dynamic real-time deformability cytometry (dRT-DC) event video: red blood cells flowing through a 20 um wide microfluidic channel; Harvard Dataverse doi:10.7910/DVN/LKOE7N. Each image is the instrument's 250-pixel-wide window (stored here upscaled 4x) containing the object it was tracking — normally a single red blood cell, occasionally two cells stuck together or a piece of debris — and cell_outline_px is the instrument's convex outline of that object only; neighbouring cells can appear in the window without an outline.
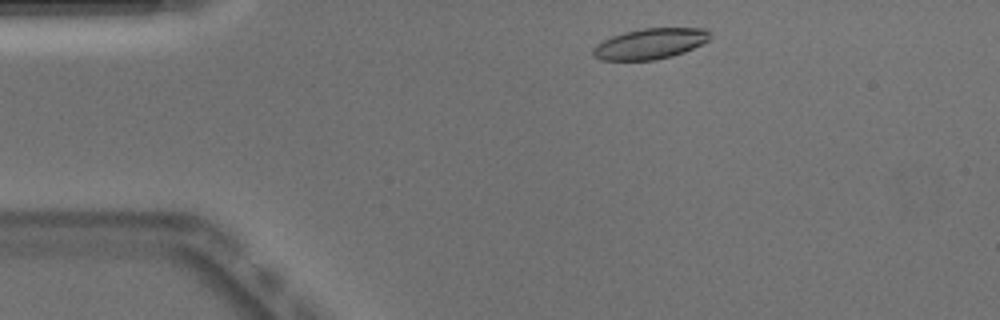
{"species": "Egyptian fruit bat (a non-hibernating species)", "species_latin": "Rousettus aegyptiacus", "temperature_condition": "warm", "stored_images_in_passage": 45, "camera_frame_rate_fps": 3000, "um_per_image_px": 0.085, "animal": {"sex": "male"}, "frame": {"image": 1, "passage_image": 3, "time_ms": 0.667, "image_size_px": [1000, 320], "cell_outline_px": [[708, 40], [684, 52], [672, 56], [656, 60], [600, 60], [592, 56], [592, 48], [596, 44], [612, 36], [624, 32], [644, 28], [708, 28]], "centroid_in_image_um": [55.2, 3.72], "position_along_channel_um": 29.8, "area_um2": 20.81}}
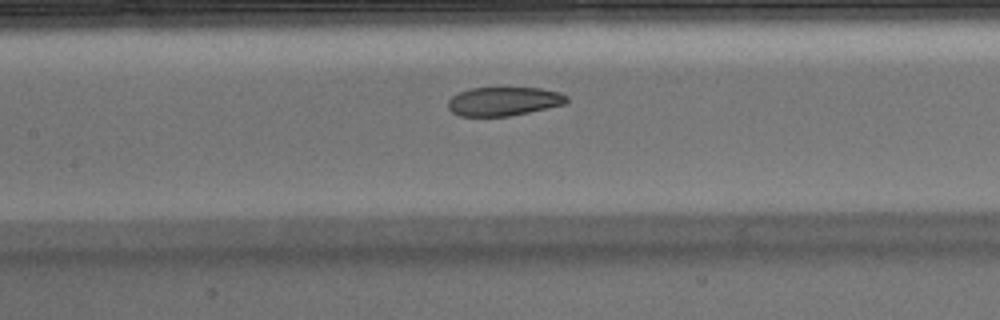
{"frame": {"image": 2, "passage_image": 17, "time_ms": 5.333, "image_size_px": [1000, 320], "cell_outline_px": [[568, 100], [564, 104], [548, 108], [508, 116], [460, 116], [452, 112], [448, 108], [448, 100], [452, 96], [468, 88], [540, 88], [560, 92], [568, 96]], "centroid_in_image_um": [42.81, 8.61], "position_along_channel_um": 164.6, "area_um2": 19.88}}
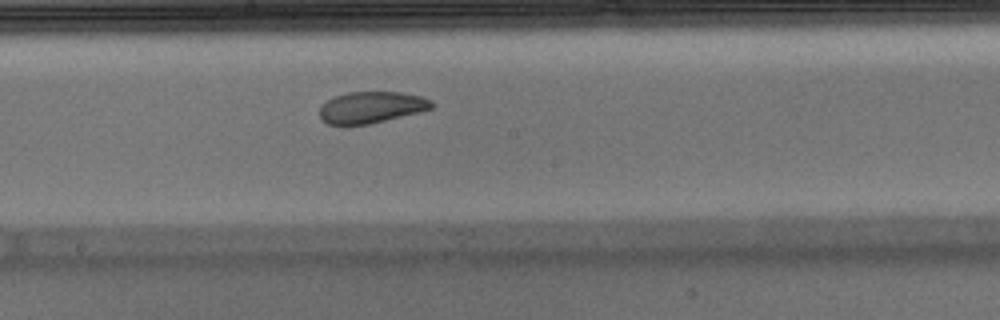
{"frame": {"image": 3, "passage_image": 21, "time_ms": 6.667, "image_size_px": [1000, 320], "cell_outline_px": [[432, 108], [420, 112], [368, 124], [328, 124], [320, 120], [320, 104], [336, 96], [348, 92], [400, 92], [420, 96], [432, 100]], "centroid_in_image_um": [31.54, 9.12], "position_along_channel_um": 216.7, "area_um2": 20.4}, "authors_computed_cell_mechanics": {"area_um2": 21.9062, "velocity_mm_per_s": 3.9191, "shape_relaxation_time_tau1_ms": 6.1265, "shape_relaxation_time_tau2_ms": 6.4288, "deformation_change_tau1": 0.1715, "deformation_change_tau2": 0.1061}}